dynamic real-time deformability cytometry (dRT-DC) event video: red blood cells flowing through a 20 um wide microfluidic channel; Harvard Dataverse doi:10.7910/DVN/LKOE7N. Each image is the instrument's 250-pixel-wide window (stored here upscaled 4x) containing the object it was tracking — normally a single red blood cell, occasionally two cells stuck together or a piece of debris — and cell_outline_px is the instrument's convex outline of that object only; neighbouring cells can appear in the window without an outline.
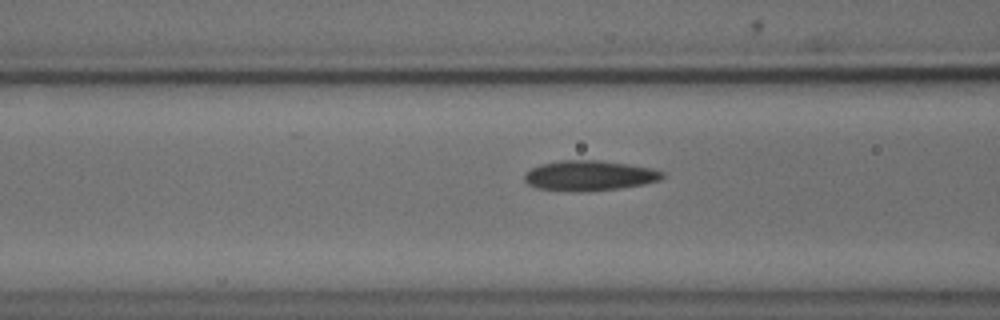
{"species": "common noctule bat (a hibernating species)", "species_latin": "Nyctalus noctula", "temperature_condition": "cold", "stored_images_in_passage": 40, "camera_frame_rate_fps": 3000, "um_per_image_px": 0.085, "animal": {"sex": "male", "body_mass_g": 18.8}, "frame": {"image": 1, "passage_image": 17, "time_ms": 5.333, "image_size_px": [1000, 320], "cell_outline_px": [[664, 176], [660, 180], [644, 184], [620, 188], [580, 192], [536, 188], [528, 184], [524, 180], [524, 176], [532, 168], [540, 164], [560, 160], [600, 160], [628, 164], [652, 168], [664, 172]], "centroid_in_image_um": [50.11, 14.92], "position_along_channel_um": 116.5, "area_um2": 24.28}}
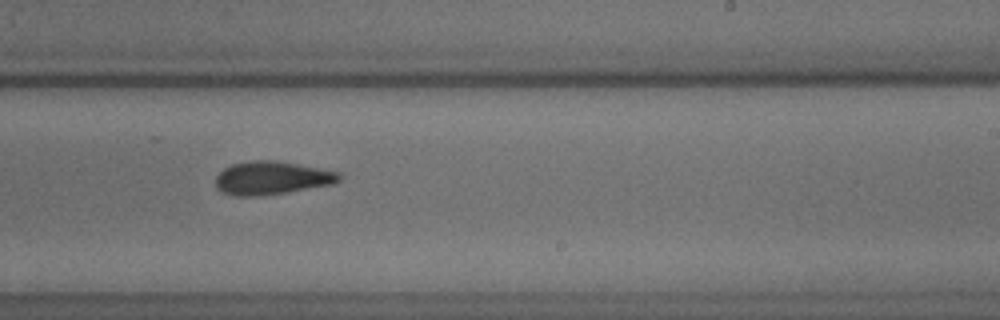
{"frame": {"image": 2, "passage_image": 29, "time_ms": 9.333, "image_size_px": [1000, 320], "cell_outline_px": [[340, 180], [332, 184], [288, 192], [256, 196], [236, 196], [220, 192], [216, 188], [216, 176], [224, 168], [232, 164], [256, 160], [276, 160], [340, 172]], "centroid_in_image_um": [23.07, 15.13], "position_along_channel_um": 265.9, "area_um2": 23.87}}
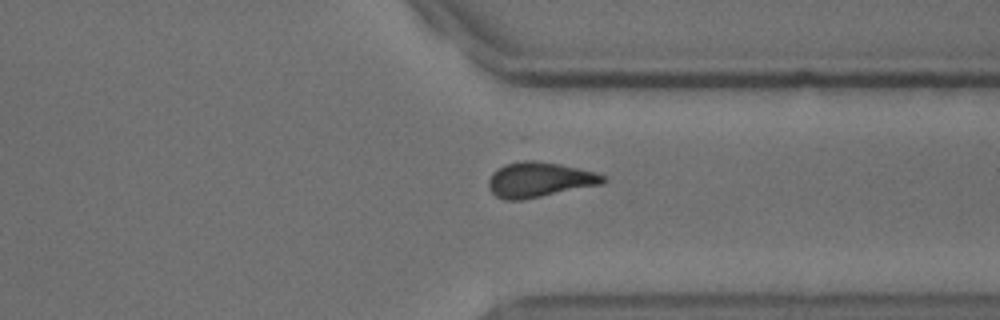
{"frame": {"image": 3, "passage_image": 37, "time_ms": 12.0, "image_size_px": [1000, 320], "cell_outline_px": [[608, 180], [604, 184], [520, 200], [504, 200], [496, 196], [488, 188], [488, 180], [492, 172], [504, 164], [524, 160], [532, 160], [560, 164], [596, 172], [604, 176]], "centroid_in_image_um": [45.84, 15.27], "position_along_channel_um": 365.6, "area_um2": 23.47}}